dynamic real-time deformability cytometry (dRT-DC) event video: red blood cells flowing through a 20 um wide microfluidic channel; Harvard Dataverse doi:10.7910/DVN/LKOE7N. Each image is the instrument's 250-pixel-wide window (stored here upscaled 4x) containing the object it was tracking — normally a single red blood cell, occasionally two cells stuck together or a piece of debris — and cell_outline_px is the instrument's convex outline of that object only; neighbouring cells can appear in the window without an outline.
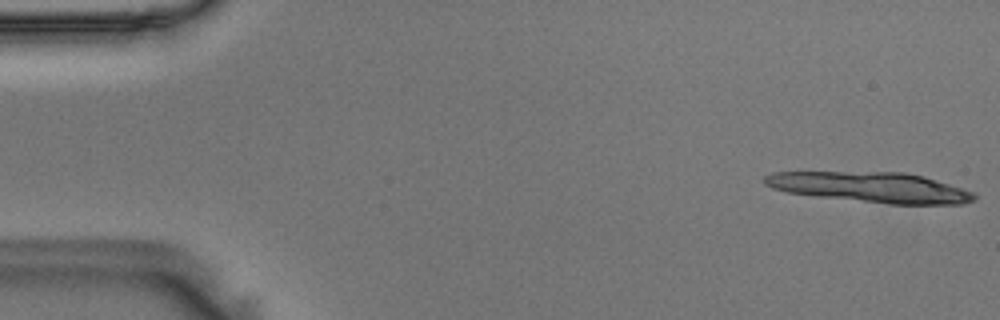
{"species": "Egyptian fruit bat (a non-hibernating species)", "species_latin": "Rousettus aegyptiacus", "temperature_condition": "room temperature", "stored_images_in_passage": 12, "camera_frame_rate_fps": 3000, "um_per_image_px": 0.085, "animal": {"sex": "male"}, "frame": {"image": 1, "passage_image": 1, "time_ms": 0.0, "image_size_px": [1000, 320], "cell_outline_px": [[976, 200], [960, 204], [888, 204], [820, 196], [788, 192], [772, 188], [764, 184], [760, 180], [764, 176], [772, 172], [904, 172], [924, 176], [976, 192]], "centroid_in_image_um": [74.04, 15.91], "position_along_channel_um": 11.0, "area_um2": 37.05}}